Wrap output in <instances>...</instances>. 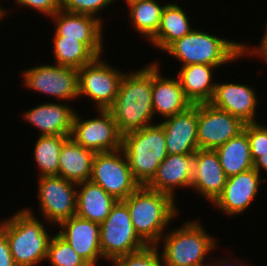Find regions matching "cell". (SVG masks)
<instances>
[{"label": "cell", "mask_w": 267, "mask_h": 266, "mask_svg": "<svg viewBox=\"0 0 267 266\" xmlns=\"http://www.w3.org/2000/svg\"><path fill=\"white\" fill-rule=\"evenodd\" d=\"M142 67L125 72L108 109L122 135L157 123L152 105V61Z\"/></svg>", "instance_id": "6da1fadb"}, {"label": "cell", "mask_w": 267, "mask_h": 266, "mask_svg": "<svg viewBox=\"0 0 267 266\" xmlns=\"http://www.w3.org/2000/svg\"><path fill=\"white\" fill-rule=\"evenodd\" d=\"M130 213L134 230L146 245H158L166 228L179 216L180 210L170 195L140 185L122 200Z\"/></svg>", "instance_id": "7a4b0ae2"}, {"label": "cell", "mask_w": 267, "mask_h": 266, "mask_svg": "<svg viewBox=\"0 0 267 266\" xmlns=\"http://www.w3.org/2000/svg\"><path fill=\"white\" fill-rule=\"evenodd\" d=\"M206 30L197 28L171 43L163 52L175 60L180 67L190 64H206L224 68V65L235 63L246 58V42L225 39ZM235 61V62H234Z\"/></svg>", "instance_id": "3957f363"}, {"label": "cell", "mask_w": 267, "mask_h": 266, "mask_svg": "<svg viewBox=\"0 0 267 266\" xmlns=\"http://www.w3.org/2000/svg\"><path fill=\"white\" fill-rule=\"evenodd\" d=\"M30 208H21L10 218L0 220V228L6 234L16 266H40L42 261L45 262L53 236L48 232L53 225L44 224V220L40 221Z\"/></svg>", "instance_id": "277c9868"}, {"label": "cell", "mask_w": 267, "mask_h": 266, "mask_svg": "<svg viewBox=\"0 0 267 266\" xmlns=\"http://www.w3.org/2000/svg\"><path fill=\"white\" fill-rule=\"evenodd\" d=\"M202 225L195 219L183 222L178 228H168L157 245L164 266H204L207 263L205 259L213 255L211 252H215L219 243L217 236L210 235Z\"/></svg>", "instance_id": "5b68a950"}, {"label": "cell", "mask_w": 267, "mask_h": 266, "mask_svg": "<svg viewBox=\"0 0 267 266\" xmlns=\"http://www.w3.org/2000/svg\"><path fill=\"white\" fill-rule=\"evenodd\" d=\"M122 150L133 178L140 185H146L168 155L163 127L157 122L124 134Z\"/></svg>", "instance_id": "8992f818"}, {"label": "cell", "mask_w": 267, "mask_h": 266, "mask_svg": "<svg viewBox=\"0 0 267 266\" xmlns=\"http://www.w3.org/2000/svg\"><path fill=\"white\" fill-rule=\"evenodd\" d=\"M146 244L136 234L127 205L118 200L100 224V248L105 261L138 251Z\"/></svg>", "instance_id": "52a82bcc"}, {"label": "cell", "mask_w": 267, "mask_h": 266, "mask_svg": "<svg viewBox=\"0 0 267 266\" xmlns=\"http://www.w3.org/2000/svg\"><path fill=\"white\" fill-rule=\"evenodd\" d=\"M103 56L78 69V96L91 101L95 110H108L116 99L120 81L125 74L122 69L112 67ZM111 64V65H110Z\"/></svg>", "instance_id": "ba28073f"}, {"label": "cell", "mask_w": 267, "mask_h": 266, "mask_svg": "<svg viewBox=\"0 0 267 266\" xmlns=\"http://www.w3.org/2000/svg\"><path fill=\"white\" fill-rule=\"evenodd\" d=\"M20 74L27 90L52 96L60 102L69 103L79 99L78 69L46 62L25 69Z\"/></svg>", "instance_id": "9c48e42d"}, {"label": "cell", "mask_w": 267, "mask_h": 266, "mask_svg": "<svg viewBox=\"0 0 267 266\" xmlns=\"http://www.w3.org/2000/svg\"><path fill=\"white\" fill-rule=\"evenodd\" d=\"M36 179L38 215L40 214L44 223L46 221L57 228L61 222L76 215L77 183L60 176H43Z\"/></svg>", "instance_id": "30bf717a"}, {"label": "cell", "mask_w": 267, "mask_h": 266, "mask_svg": "<svg viewBox=\"0 0 267 266\" xmlns=\"http://www.w3.org/2000/svg\"><path fill=\"white\" fill-rule=\"evenodd\" d=\"M96 116L85 118L76 112L70 137L94 153L122 149V134L109 110H96Z\"/></svg>", "instance_id": "8fae6325"}, {"label": "cell", "mask_w": 267, "mask_h": 266, "mask_svg": "<svg viewBox=\"0 0 267 266\" xmlns=\"http://www.w3.org/2000/svg\"><path fill=\"white\" fill-rule=\"evenodd\" d=\"M90 181L101 186L117 200L126 199L140 186L133 178L122 149L95 153Z\"/></svg>", "instance_id": "7c38bea8"}, {"label": "cell", "mask_w": 267, "mask_h": 266, "mask_svg": "<svg viewBox=\"0 0 267 266\" xmlns=\"http://www.w3.org/2000/svg\"><path fill=\"white\" fill-rule=\"evenodd\" d=\"M198 149L215 150L243 131L245 123L238 117L214 107L197 104Z\"/></svg>", "instance_id": "4fadbf2b"}, {"label": "cell", "mask_w": 267, "mask_h": 266, "mask_svg": "<svg viewBox=\"0 0 267 266\" xmlns=\"http://www.w3.org/2000/svg\"><path fill=\"white\" fill-rule=\"evenodd\" d=\"M263 182L266 183V178H262L261 174L254 168L227 177L221 195L211 206L214 205L213 207L225 213V216L238 217L253 205L252 202L257 199Z\"/></svg>", "instance_id": "5bb4252c"}, {"label": "cell", "mask_w": 267, "mask_h": 266, "mask_svg": "<svg viewBox=\"0 0 267 266\" xmlns=\"http://www.w3.org/2000/svg\"><path fill=\"white\" fill-rule=\"evenodd\" d=\"M55 29L53 36H63L65 39H76L82 42L96 57L103 56L104 23L99 19L85 14L70 13L58 10L50 17Z\"/></svg>", "instance_id": "9a60e30c"}, {"label": "cell", "mask_w": 267, "mask_h": 266, "mask_svg": "<svg viewBox=\"0 0 267 266\" xmlns=\"http://www.w3.org/2000/svg\"><path fill=\"white\" fill-rule=\"evenodd\" d=\"M228 82L216 81L215 92L210 103L238 117L245 124L257 122L259 97L256 88L236 81Z\"/></svg>", "instance_id": "2e32d148"}, {"label": "cell", "mask_w": 267, "mask_h": 266, "mask_svg": "<svg viewBox=\"0 0 267 266\" xmlns=\"http://www.w3.org/2000/svg\"><path fill=\"white\" fill-rule=\"evenodd\" d=\"M60 226V227H59ZM57 232L90 266L103 260L100 248V224L77 215L64 220Z\"/></svg>", "instance_id": "e0dca14e"}, {"label": "cell", "mask_w": 267, "mask_h": 266, "mask_svg": "<svg viewBox=\"0 0 267 266\" xmlns=\"http://www.w3.org/2000/svg\"><path fill=\"white\" fill-rule=\"evenodd\" d=\"M152 105L154 116L164 119L187 110L192 103L187 99L178 77L163 76L161 61L152 60ZM159 61V62H158ZM162 75V76H161Z\"/></svg>", "instance_id": "ac0fdd59"}, {"label": "cell", "mask_w": 267, "mask_h": 266, "mask_svg": "<svg viewBox=\"0 0 267 266\" xmlns=\"http://www.w3.org/2000/svg\"><path fill=\"white\" fill-rule=\"evenodd\" d=\"M226 181L216 151L198 149L194 153L191 190L212 205L221 195Z\"/></svg>", "instance_id": "d6986e66"}, {"label": "cell", "mask_w": 267, "mask_h": 266, "mask_svg": "<svg viewBox=\"0 0 267 266\" xmlns=\"http://www.w3.org/2000/svg\"><path fill=\"white\" fill-rule=\"evenodd\" d=\"M44 102L26 110L22 114L23 121L37 128L40 136H70L77 110L67 102Z\"/></svg>", "instance_id": "ffe728a7"}, {"label": "cell", "mask_w": 267, "mask_h": 266, "mask_svg": "<svg viewBox=\"0 0 267 266\" xmlns=\"http://www.w3.org/2000/svg\"><path fill=\"white\" fill-rule=\"evenodd\" d=\"M193 160L194 154H168L145 186L166 193L176 200L177 188L191 189Z\"/></svg>", "instance_id": "44dd1931"}, {"label": "cell", "mask_w": 267, "mask_h": 266, "mask_svg": "<svg viewBox=\"0 0 267 266\" xmlns=\"http://www.w3.org/2000/svg\"><path fill=\"white\" fill-rule=\"evenodd\" d=\"M167 154H194L198 150L197 104L161 120Z\"/></svg>", "instance_id": "7402d4cb"}, {"label": "cell", "mask_w": 267, "mask_h": 266, "mask_svg": "<svg viewBox=\"0 0 267 266\" xmlns=\"http://www.w3.org/2000/svg\"><path fill=\"white\" fill-rule=\"evenodd\" d=\"M216 70V66L200 63L179 68L178 80L192 105L211 102L216 87V80L214 82L213 79Z\"/></svg>", "instance_id": "603a6c76"}, {"label": "cell", "mask_w": 267, "mask_h": 266, "mask_svg": "<svg viewBox=\"0 0 267 266\" xmlns=\"http://www.w3.org/2000/svg\"><path fill=\"white\" fill-rule=\"evenodd\" d=\"M118 200L91 181L77 183L76 215L101 224Z\"/></svg>", "instance_id": "cb8c5ba5"}, {"label": "cell", "mask_w": 267, "mask_h": 266, "mask_svg": "<svg viewBox=\"0 0 267 266\" xmlns=\"http://www.w3.org/2000/svg\"><path fill=\"white\" fill-rule=\"evenodd\" d=\"M94 155L68 137L60 151L58 176L74 183L90 181Z\"/></svg>", "instance_id": "d4e9b609"}, {"label": "cell", "mask_w": 267, "mask_h": 266, "mask_svg": "<svg viewBox=\"0 0 267 266\" xmlns=\"http://www.w3.org/2000/svg\"><path fill=\"white\" fill-rule=\"evenodd\" d=\"M177 2L166 3L156 35L147 43L163 52L175 40L189 34L194 27L185 11Z\"/></svg>", "instance_id": "484cf974"}, {"label": "cell", "mask_w": 267, "mask_h": 266, "mask_svg": "<svg viewBox=\"0 0 267 266\" xmlns=\"http://www.w3.org/2000/svg\"><path fill=\"white\" fill-rule=\"evenodd\" d=\"M215 151L227 177L253 168L249 140L244 130Z\"/></svg>", "instance_id": "4316f807"}, {"label": "cell", "mask_w": 267, "mask_h": 266, "mask_svg": "<svg viewBox=\"0 0 267 266\" xmlns=\"http://www.w3.org/2000/svg\"><path fill=\"white\" fill-rule=\"evenodd\" d=\"M164 3V4H163ZM157 0H140L127 5L132 29L144 40H151L157 33L165 2Z\"/></svg>", "instance_id": "83f0119b"}, {"label": "cell", "mask_w": 267, "mask_h": 266, "mask_svg": "<svg viewBox=\"0 0 267 266\" xmlns=\"http://www.w3.org/2000/svg\"><path fill=\"white\" fill-rule=\"evenodd\" d=\"M70 136L43 135L38 136L33 149L38 178L58 176L59 155L64 141Z\"/></svg>", "instance_id": "f1b7e54d"}, {"label": "cell", "mask_w": 267, "mask_h": 266, "mask_svg": "<svg viewBox=\"0 0 267 266\" xmlns=\"http://www.w3.org/2000/svg\"><path fill=\"white\" fill-rule=\"evenodd\" d=\"M53 63L61 66L80 69L91 63L96 56L76 39H65L63 36L52 37Z\"/></svg>", "instance_id": "f546056e"}, {"label": "cell", "mask_w": 267, "mask_h": 266, "mask_svg": "<svg viewBox=\"0 0 267 266\" xmlns=\"http://www.w3.org/2000/svg\"><path fill=\"white\" fill-rule=\"evenodd\" d=\"M48 245L46 260L50 266H90L57 232Z\"/></svg>", "instance_id": "4dcf8cb0"}, {"label": "cell", "mask_w": 267, "mask_h": 266, "mask_svg": "<svg viewBox=\"0 0 267 266\" xmlns=\"http://www.w3.org/2000/svg\"><path fill=\"white\" fill-rule=\"evenodd\" d=\"M111 266H164L161 253L156 245L118 257L110 262Z\"/></svg>", "instance_id": "1f68e13d"}, {"label": "cell", "mask_w": 267, "mask_h": 266, "mask_svg": "<svg viewBox=\"0 0 267 266\" xmlns=\"http://www.w3.org/2000/svg\"><path fill=\"white\" fill-rule=\"evenodd\" d=\"M117 0H60V9L77 14H85L93 16L104 22L101 15V11L105 10Z\"/></svg>", "instance_id": "d6a6232c"}, {"label": "cell", "mask_w": 267, "mask_h": 266, "mask_svg": "<svg viewBox=\"0 0 267 266\" xmlns=\"http://www.w3.org/2000/svg\"><path fill=\"white\" fill-rule=\"evenodd\" d=\"M243 130L247 133L251 152L267 151V124L247 123Z\"/></svg>", "instance_id": "836d02e7"}, {"label": "cell", "mask_w": 267, "mask_h": 266, "mask_svg": "<svg viewBox=\"0 0 267 266\" xmlns=\"http://www.w3.org/2000/svg\"><path fill=\"white\" fill-rule=\"evenodd\" d=\"M15 4L43 14L46 18L60 10V0H15Z\"/></svg>", "instance_id": "e575fe53"}, {"label": "cell", "mask_w": 267, "mask_h": 266, "mask_svg": "<svg viewBox=\"0 0 267 266\" xmlns=\"http://www.w3.org/2000/svg\"><path fill=\"white\" fill-rule=\"evenodd\" d=\"M266 24L264 25V34L263 36L260 37V41L259 44H257V46L255 47L254 45L252 47H250V45L246 42V56H248L247 58H249L250 56L255 57L257 56V58H259V60H262V63L264 62L265 64H267V22H265Z\"/></svg>", "instance_id": "d590c367"}, {"label": "cell", "mask_w": 267, "mask_h": 266, "mask_svg": "<svg viewBox=\"0 0 267 266\" xmlns=\"http://www.w3.org/2000/svg\"><path fill=\"white\" fill-rule=\"evenodd\" d=\"M0 266H16L5 232L0 228Z\"/></svg>", "instance_id": "8d00e7d4"}, {"label": "cell", "mask_w": 267, "mask_h": 266, "mask_svg": "<svg viewBox=\"0 0 267 266\" xmlns=\"http://www.w3.org/2000/svg\"><path fill=\"white\" fill-rule=\"evenodd\" d=\"M227 255L228 254H226V256H225L227 258H220V257H218L216 259V258H212L211 257L212 260L209 259L210 261L208 260L207 263L204 266H232V265L233 266H246L247 265L246 263H244V261H242V259L240 260L241 261L240 262L239 260H237V258H234L233 259L232 256L229 257ZM213 259H214V261H213ZM247 266H249V264Z\"/></svg>", "instance_id": "74e56055"}, {"label": "cell", "mask_w": 267, "mask_h": 266, "mask_svg": "<svg viewBox=\"0 0 267 266\" xmlns=\"http://www.w3.org/2000/svg\"><path fill=\"white\" fill-rule=\"evenodd\" d=\"M251 157L253 160V168L260 174H263V172L265 174L267 172V151L251 152Z\"/></svg>", "instance_id": "f35d334b"}, {"label": "cell", "mask_w": 267, "mask_h": 266, "mask_svg": "<svg viewBox=\"0 0 267 266\" xmlns=\"http://www.w3.org/2000/svg\"><path fill=\"white\" fill-rule=\"evenodd\" d=\"M8 11L9 10L6 7L4 9V6L0 3V22L7 16Z\"/></svg>", "instance_id": "ab89813d"}, {"label": "cell", "mask_w": 267, "mask_h": 266, "mask_svg": "<svg viewBox=\"0 0 267 266\" xmlns=\"http://www.w3.org/2000/svg\"><path fill=\"white\" fill-rule=\"evenodd\" d=\"M127 5H129L132 2L140 1V0H124Z\"/></svg>", "instance_id": "60d3db41"}]
</instances>
